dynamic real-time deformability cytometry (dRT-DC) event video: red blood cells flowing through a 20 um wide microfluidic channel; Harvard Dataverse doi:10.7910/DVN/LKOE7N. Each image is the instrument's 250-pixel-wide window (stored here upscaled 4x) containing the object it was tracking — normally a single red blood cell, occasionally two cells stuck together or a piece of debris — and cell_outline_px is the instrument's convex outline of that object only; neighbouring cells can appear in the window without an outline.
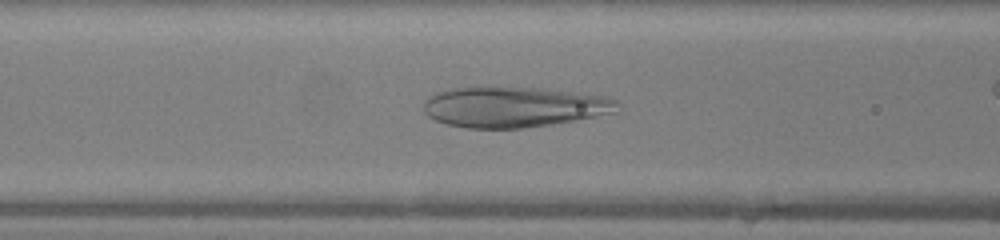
{"species": "human", "species_latin": "Homo sapiens", "temperature_condition": "warm", "stored_images_in_passage": 45, "camera_frame_rate_fps": 3000, "um_per_image_px": 0.085, "donor": {"sex": "female"}, "frame": {"image": 1, "passage_image": 17, "time_ms": 5.333, "image_size_px": [1000, 240], "cell_outline_px": [[616, 112], [596, 116], [552, 124], [524, 128], [468, 128], [448, 124], [436, 120], [428, 116], [424, 112], [424, 100], [428, 96], [436, 92], [448, 88], [540, 88], [580, 92], [608, 96], [616, 100]], "centroid_in_image_um": [43.67, 9.09], "position_along_channel_um": 122.9, "area_um2": 45.55}}
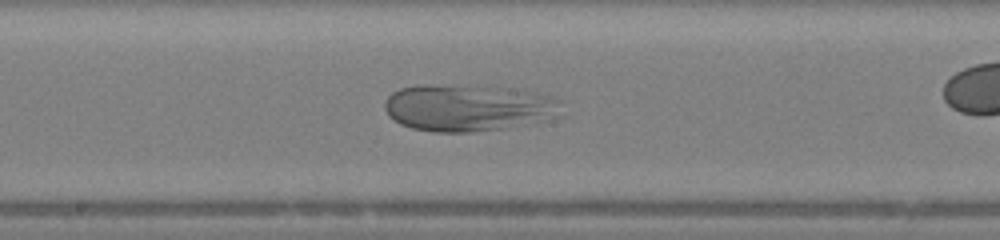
{"frame": {"image": 2, "passage_image": 23, "time_ms": 7.333, "image_size_px": [1000, 240], "cell_outline_px": [[556, 116], [548, 120], [500, 128], [472, 132], [436, 132], [412, 128], [400, 124], [392, 120], [388, 116], [384, 108], [384, 100], [392, 92], [400, 88], [420, 84], [428, 84], [500, 88], [528, 92], [552, 96], [556, 100]], "centroid_in_image_um": [39.63, 9.17], "position_along_channel_um": 208.6, "area_um2": 47.51}}
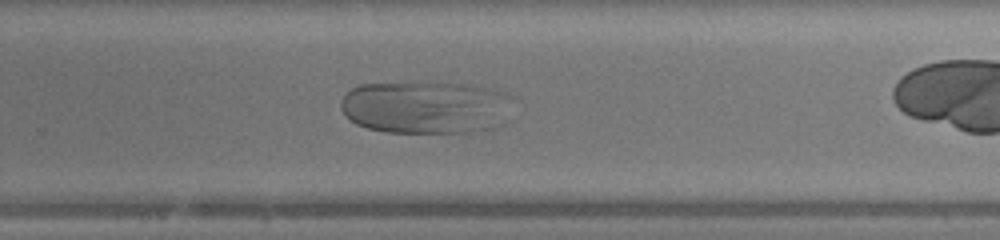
{"frame": {"image": 3, "passage_image": 29, "time_ms": 9.333, "image_size_px": [1000, 240], "cell_outline_px": [[512, 96], [504, 124], [496, 128], [472, 132], [388, 132], [368, 128], [356, 124], [340, 108], [340, 100], [352, 88], [360, 84], [468, 84], [488, 88], [504, 92]], "centroid_in_image_um": [36.22, 9.14], "position_along_channel_um": 293.6, "area_um2": 52.48}}